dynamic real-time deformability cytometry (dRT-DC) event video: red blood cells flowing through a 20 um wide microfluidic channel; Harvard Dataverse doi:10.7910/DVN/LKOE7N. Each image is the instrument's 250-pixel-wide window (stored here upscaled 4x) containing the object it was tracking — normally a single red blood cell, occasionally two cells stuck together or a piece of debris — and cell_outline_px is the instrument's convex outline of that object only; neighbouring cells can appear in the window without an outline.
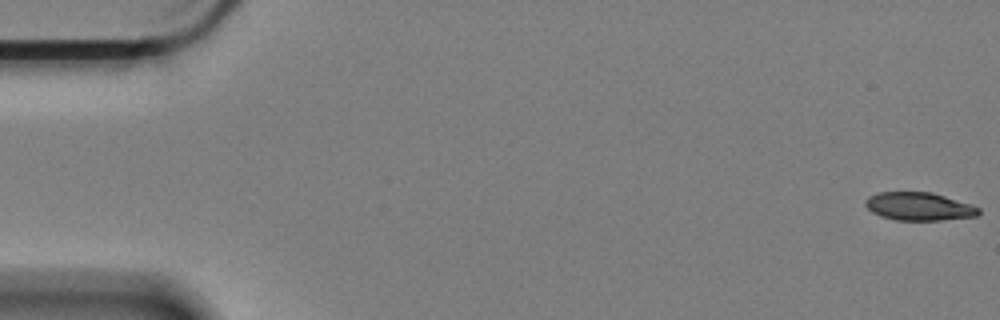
{"species": "Egyptian fruit bat (a non-hibernating species)", "species_latin": "Rousettus aegyptiacus", "temperature_condition": "cold", "stored_images_in_passage": 20, "camera_frame_rate_fps": 3000, "um_per_image_px": 0.085, "animal": {"sex": "female"}, "frame": {"image": 1, "passage_image": 1, "time_ms": 0.0, "image_size_px": [1000, 320], "cell_outline_px": [[980, 212], [976, 216], [940, 220], [896, 220], [880, 216], [872, 212], [864, 204], [864, 200], [868, 196], [876, 192], [932, 192], [980, 208]], "centroid_in_image_um": [78.05, 17.54], "position_along_channel_um": 7.0, "area_um2": 18.44}}
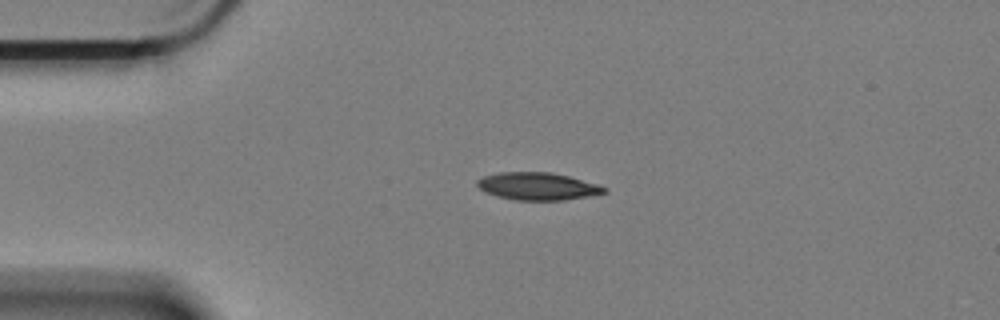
{"frame": {"image": 2, "passage_image": 14, "time_ms": 4.333, "image_size_px": [1000, 320], "cell_outline_px": [[608, 192], [588, 196], [560, 200], [516, 200], [496, 196], [484, 192], [476, 184], [476, 180], [484, 176], [500, 172], [552, 172], [568, 176], [596, 184], [608, 188]], "centroid_in_image_um": [45.67, 15.83], "position_along_channel_um": 39.3, "area_um2": 20.29}}